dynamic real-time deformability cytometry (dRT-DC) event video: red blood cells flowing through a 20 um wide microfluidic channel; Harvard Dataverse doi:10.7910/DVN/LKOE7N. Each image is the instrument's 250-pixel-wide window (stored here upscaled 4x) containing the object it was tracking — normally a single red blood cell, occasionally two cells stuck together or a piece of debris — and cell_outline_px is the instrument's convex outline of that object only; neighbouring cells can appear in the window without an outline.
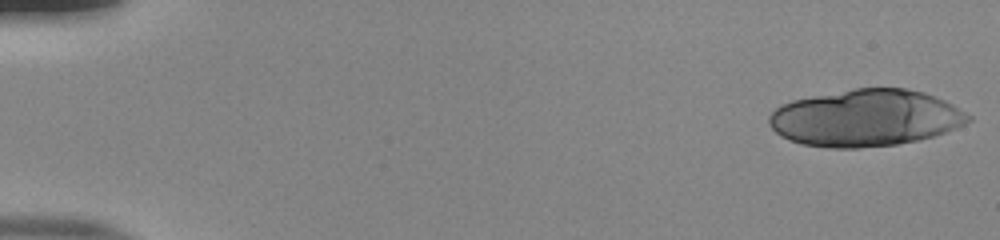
{"species": "human", "species_latin": "Homo sapiens", "temperature_condition": "room temperature", "stored_images_in_passage": 18, "camera_frame_rate_fps": 3000, "um_per_image_px": 0.085, "donor": {"sex": "male"}, "frame": {"image": 1, "passage_image": 1, "time_ms": 0.0, "image_size_px": [1000, 240], "cell_outline_px": [[972, 120], [956, 128], [920, 140], [896, 144], [860, 148], [828, 148], [800, 144], [788, 140], [780, 136], [768, 124], [768, 116], [780, 104], [792, 100], [812, 96], [856, 88], [904, 88], [924, 92], [944, 100], [952, 104], [972, 116]], "centroid_in_image_um": [73.55, 10.03], "position_along_channel_um": 11.4, "area_um2": 66.12}}